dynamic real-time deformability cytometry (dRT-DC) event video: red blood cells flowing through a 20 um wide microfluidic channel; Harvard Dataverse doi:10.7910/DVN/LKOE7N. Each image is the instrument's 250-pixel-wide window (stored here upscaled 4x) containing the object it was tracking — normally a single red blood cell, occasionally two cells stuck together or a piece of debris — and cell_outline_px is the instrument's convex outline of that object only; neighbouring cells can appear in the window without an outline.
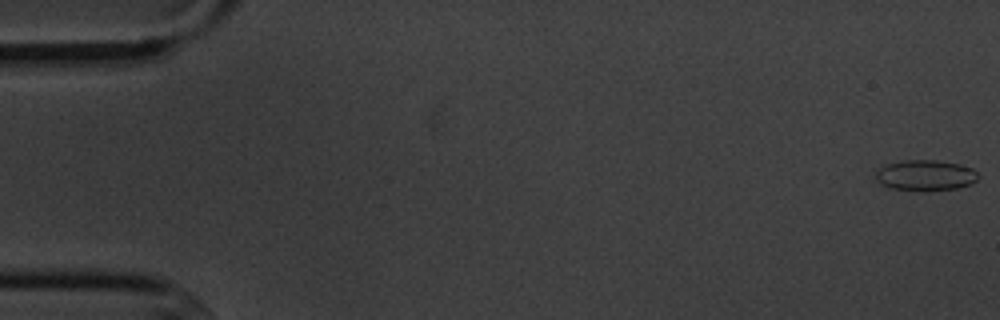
{"species": "common noctule bat (a hibernating species)", "species_latin": "Nyctalus noctula", "temperature_condition": "cold", "stored_images_in_passage": 4, "segment_of_instrument_passage": [1, 2], "camera_frame_rate_fps": 3000, "um_per_image_px": 0.085, "animal": {"sex": "male", "body_mass_g": 20.1, "forearm_length_mm": 53.5}, "frame": {"image": 1, "passage_image": 1, "time_ms": 0.0, "image_size_px": [1000, 320], "cell_outline_px": [[980, 176], [972, 184], [956, 188], [924, 192], [920, 192], [892, 188], [880, 184], [876, 180], [876, 172], [880, 168], [888, 164], [904, 160], [936, 160], [960, 164], [972, 168]], "centroid_in_image_um": [78.68, 14.92], "position_along_channel_um": 6.3, "area_um2": 18.55}}